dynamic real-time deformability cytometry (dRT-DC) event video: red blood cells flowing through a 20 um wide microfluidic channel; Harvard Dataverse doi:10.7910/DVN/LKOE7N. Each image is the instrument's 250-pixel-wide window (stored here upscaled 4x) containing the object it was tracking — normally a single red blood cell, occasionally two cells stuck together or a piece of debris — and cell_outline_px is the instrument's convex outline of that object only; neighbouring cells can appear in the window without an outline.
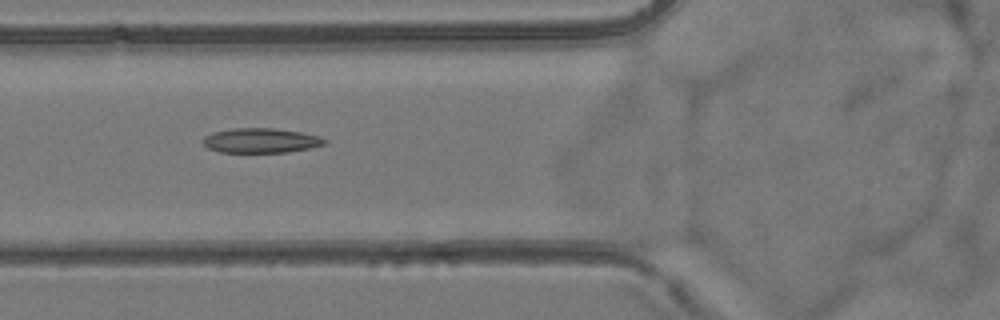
{"species": "common noctule bat (a hibernating species)", "species_latin": "Nyctalus noctula", "temperature_condition": "room temperature", "stored_images_in_passage": 56, "camera_frame_rate_fps": 3000, "um_per_image_px": 0.085, "animal": {"sex": "female", "body_mass_g": 24.6, "forearm_length_mm": 56.2}, "frame": {"image": 1, "passage_image": 22, "time_ms": 7.0, "image_size_px": [1000, 320], "cell_outline_px": [[328, 140], [324, 144], [308, 148], [288, 152], [220, 152], [208, 148], [204, 144], [204, 136], [212, 132], [232, 128], [272, 128], [300, 132], [320, 136]], "centroid_in_image_um": [22.16, 11.94], "position_along_channel_um": 103.6, "area_um2": 17.4}}
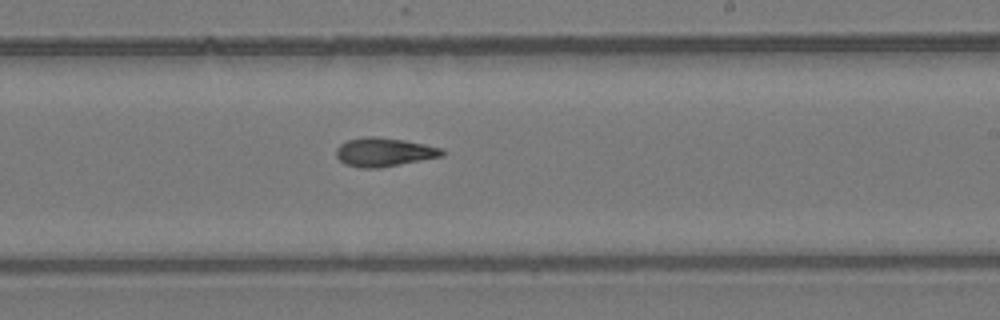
{"frame": {"image": 2, "passage_image": 34, "time_ms": 11.0, "image_size_px": [1000, 320], "cell_outline_px": [[444, 152], [440, 156], [380, 168], [360, 168], [344, 164], [336, 156], [336, 148], [340, 144], [348, 140], [364, 136], [376, 136], [404, 140], [424, 144], [440, 148]], "centroid_in_image_um": [32.57, 12.92], "position_along_channel_um": 256.4, "area_um2": 17.57}}
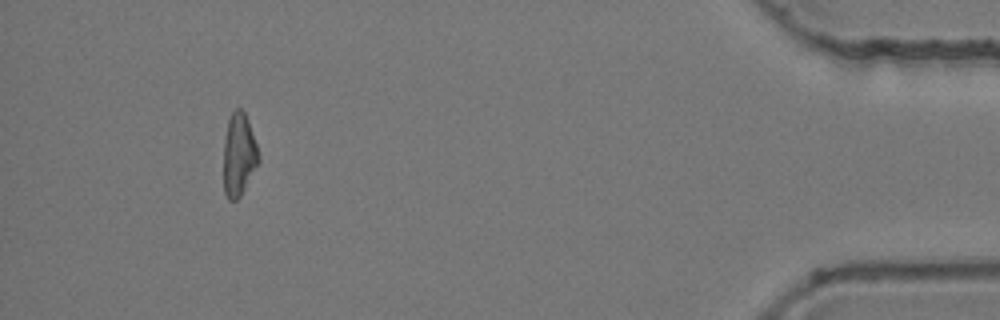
{"frame": {"image": 3, "passage_image": 52, "time_ms": 17.0, "image_size_px": [1000, 320], "cell_outline_px": [[260, 160], [240, 196], [236, 200], [228, 200], [224, 192], [224, 140], [228, 120], [232, 112], [236, 108], [240, 108], [244, 112], [248, 120], [260, 156]], "centroid_in_image_um": [20.3, 13.15], "position_along_channel_um": 414.9, "area_um2": 16.76}, "authors_computed_cell_mechanics": {"area_um2": 17.5712, "velocity_mm_per_s": 3.8031, "shape_relaxation_time_tau1_ms": null, "shape_relaxation_time_tau2_ms": 6.126, "deformation_change_tau1": null, "deformation_change_tau2": 0.1435}}